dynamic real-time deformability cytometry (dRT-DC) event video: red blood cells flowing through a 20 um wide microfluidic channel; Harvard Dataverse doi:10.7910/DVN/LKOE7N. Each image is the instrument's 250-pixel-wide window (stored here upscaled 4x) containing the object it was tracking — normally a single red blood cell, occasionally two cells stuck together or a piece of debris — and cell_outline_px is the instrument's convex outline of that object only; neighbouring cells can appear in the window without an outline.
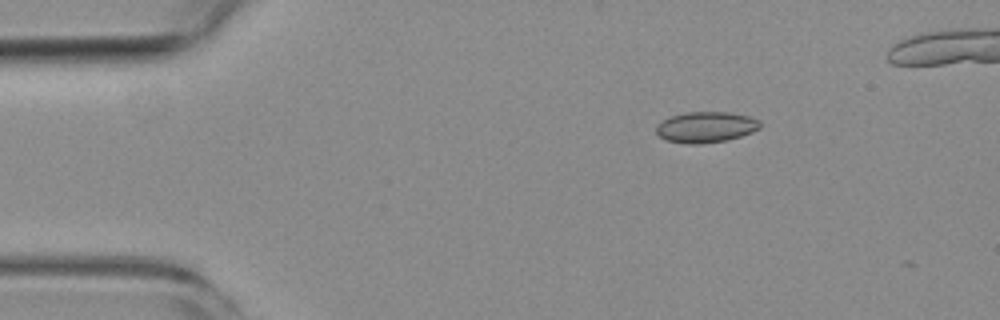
{"species": "common noctule bat (a hibernating species)", "species_latin": "Nyctalus noctula", "temperature_condition": "room temperature", "stored_images_in_passage": 3, "camera_frame_rate_fps": 3000, "um_per_image_px": 0.085, "animal": {"sex": "female", "body_mass_g": 19.3, "forearm_length_mm": 54.1}, "frame": {"image": 1, "passage_image": 2, "time_ms": 1.333, "image_size_px": [1000, 320], "cell_outline_px": [[760, 128], [752, 132], [728, 140], [700, 144], [688, 144], [664, 140], [656, 132], [656, 124], [672, 116], [688, 112], [728, 112], [748, 116], [760, 120]], "centroid_in_image_um": [60.0, 10.81], "position_along_channel_um": 25.0, "area_um2": 18.67}}